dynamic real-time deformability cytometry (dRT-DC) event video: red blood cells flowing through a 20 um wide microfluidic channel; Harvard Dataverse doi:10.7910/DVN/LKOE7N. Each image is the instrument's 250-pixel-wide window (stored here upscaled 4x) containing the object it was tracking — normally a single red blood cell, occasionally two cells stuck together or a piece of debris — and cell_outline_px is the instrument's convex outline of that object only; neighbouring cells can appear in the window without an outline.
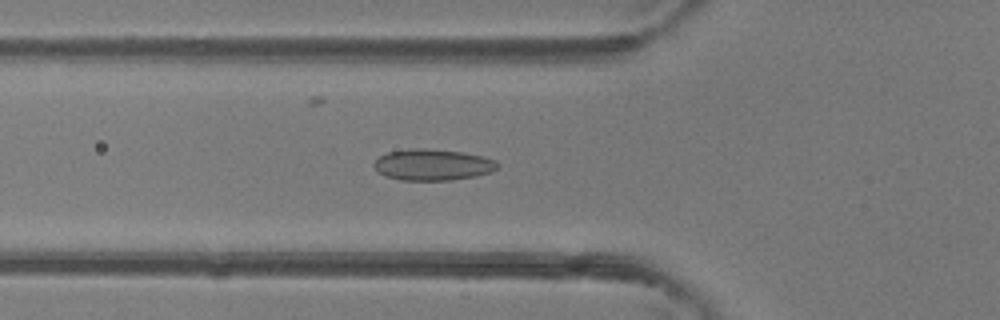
{"species": "common noctule bat (a hibernating species)", "species_latin": "Nyctalus noctula", "temperature_condition": "room temperature", "stored_images_in_passage": 47, "camera_frame_rate_fps": 3000, "um_per_image_px": 0.085, "animal": {"sex": "female"}, "frame": {"image": 1, "passage_image": 17, "time_ms": 5.333, "image_size_px": [1000, 320], "cell_outline_px": [[500, 164], [492, 172], [476, 176], [452, 180], [400, 180], [384, 176], [372, 164], [380, 156], [388, 152], [412, 148], [424, 148], [460, 152], [484, 156], [496, 160]], "centroid_in_image_um": [36.8, 14.01], "position_along_channel_um": 89.0, "area_um2": 22.54}}
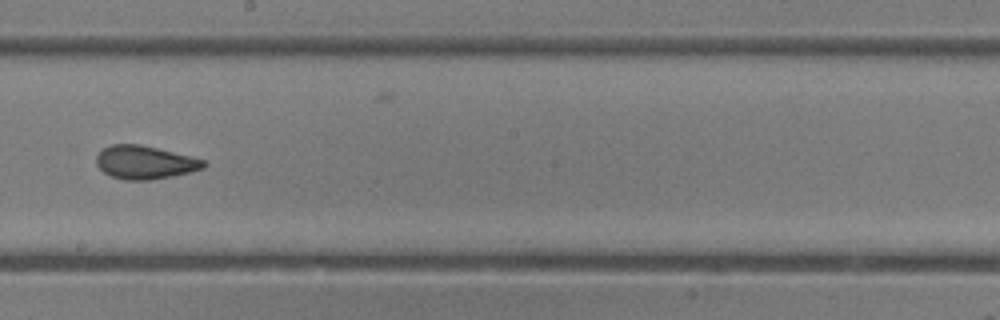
{"frame": {"image": 2, "passage_image": 27, "time_ms": 8.667, "image_size_px": [1000, 320], "cell_outline_px": [[208, 164], [204, 168], [172, 176], [148, 180], [124, 180], [112, 176], [104, 172], [96, 164], [96, 156], [104, 148], [112, 144], [140, 144], [204, 160]], "centroid_in_image_um": [12.29, 13.8], "position_along_channel_um": 235.9, "area_um2": 20.52}}
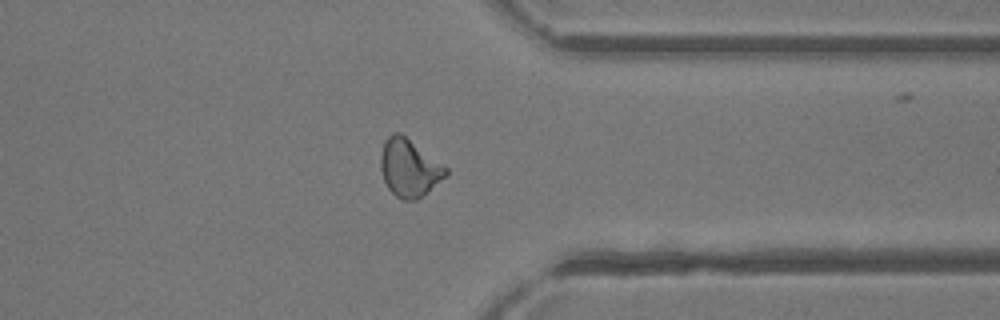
{"frame": {"image": 3, "passage_image": 37, "time_ms": 12.0, "image_size_px": [1000, 320], "cell_outline_px": [[448, 172], [444, 176], [416, 200], [400, 200], [388, 188], [384, 180], [380, 168], [380, 156], [384, 140], [392, 132], [400, 132], [448, 168]], "centroid_in_image_um": [34.73, 14.25], "position_along_channel_um": 376.7, "area_um2": 21.56}, "authors_computed_cell_mechanics": {"area_um2": 21.7328, "velocity_mm_per_s": 4.3815, "shape_relaxation_time_tau1_ms": 10.6387, "shape_relaxation_time_tau2_ms": 1.3499, "deformation_change_tau1": 0.2181, "deformation_change_tau2": 0.0709}}